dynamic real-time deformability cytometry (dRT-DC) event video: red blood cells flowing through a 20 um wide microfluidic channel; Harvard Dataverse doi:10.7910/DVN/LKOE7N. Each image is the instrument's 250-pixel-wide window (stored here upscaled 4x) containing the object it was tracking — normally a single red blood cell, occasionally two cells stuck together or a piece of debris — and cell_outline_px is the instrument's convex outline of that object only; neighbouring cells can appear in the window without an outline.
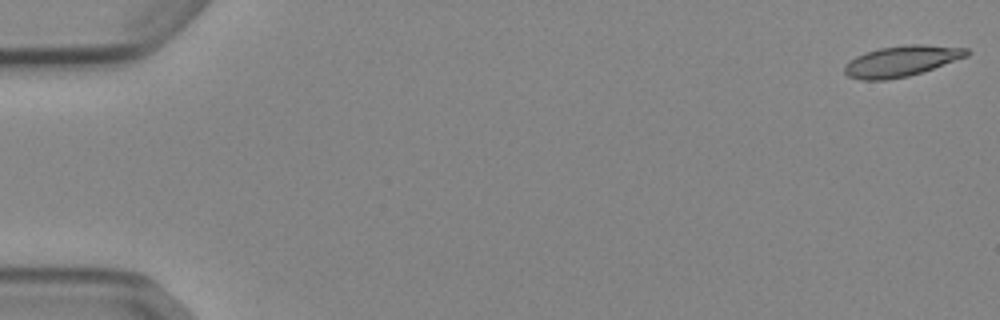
{"species": "Egyptian fruit bat (a non-hibernating species)", "species_latin": "Rousettus aegyptiacus", "temperature_condition": "cold", "stored_images_in_passage": 53, "camera_frame_rate_fps": 3000, "um_per_image_px": 0.085, "animal": {"sex": "female"}, "frame": {"image": 1, "passage_image": 1, "time_ms": 0.0, "image_size_px": [1000, 320], "cell_outline_px": [[968, 56], [908, 76], [884, 80], [860, 80], [848, 76], [844, 72], [844, 64], [848, 60], [864, 52], [880, 48], [908, 44], [924, 44], [968, 48]], "centroid_in_image_um": [76.57, 5.18], "position_along_channel_um": 8.4, "area_um2": 21.85}}
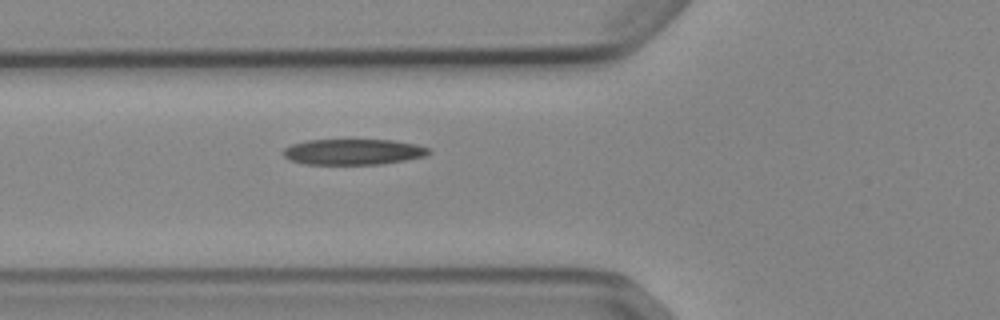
{"frame": {"image": 2, "passage_image": 20, "time_ms": 6.333, "image_size_px": [1000, 320], "cell_outline_px": [[432, 152], [428, 156], [380, 164], [304, 164], [292, 160], [284, 156], [280, 152], [284, 148], [292, 144], [304, 140], [348, 136], [392, 140], [416, 144], [428, 148]], "centroid_in_image_um": [29.99, 12.84], "position_along_channel_um": 95.8, "area_um2": 23.18}}
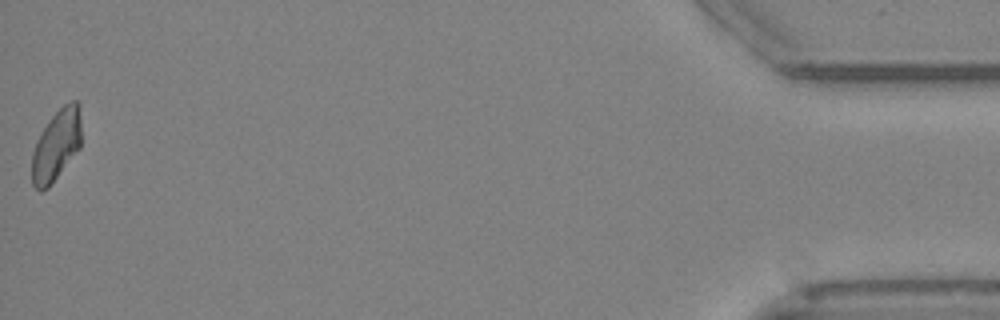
{"frame": {"image": 3, "passage_image": 53, "time_ms": 17.333, "image_size_px": [1000, 320], "cell_outline_px": [[80, 148], [48, 188], [40, 192], [32, 184], [32, 152], [36, 140], [48, 120], [64, 104], [72, 100], [76, 100], [80, 104]], "centroid_in_image_um": [4.78, 12.34], "position_along_channel_um": 430.4, "area_um2": 20.52}, "authors_computed_cell_mechanics": {"area_um2": 21.675, "velocity_mm_per_s": 3.8727, "shape_relaxation_time_tau1_ms": null, "shape_relaxation_time_tau2_ms": 6.7197, "deformation_change_tau1": null, "deformation_change_tau2": 0.1471}}